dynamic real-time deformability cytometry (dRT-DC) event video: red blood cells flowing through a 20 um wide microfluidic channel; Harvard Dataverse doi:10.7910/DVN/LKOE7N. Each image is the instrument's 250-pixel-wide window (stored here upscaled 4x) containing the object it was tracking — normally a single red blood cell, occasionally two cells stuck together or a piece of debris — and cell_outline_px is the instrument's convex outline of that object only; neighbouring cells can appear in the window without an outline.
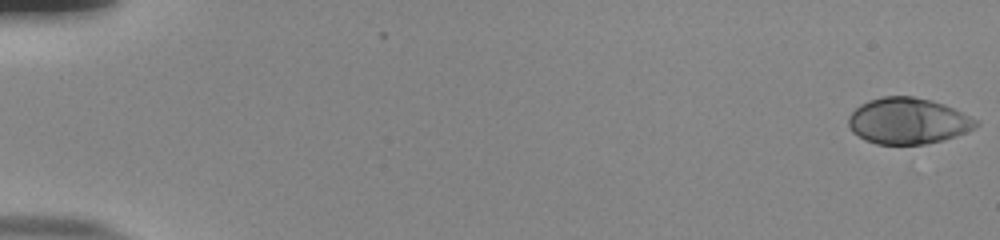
{"species": "human", "species_latin": "Homo sapiens", "temperature_condition": "room temperature", "stored_images_in_passage": 55, "camera_frame_rate_fps": 3000, "um_per_image_px": 0.085, "donor": {"sex": "male"}, "frame": {"image": 1, "passage_image": 1, "time_ms": 0.0, "image_size_px": [1000, 240], "cell_outline_px": [[980, 124], [956, 136], [924, 144], [876, 144], [864, 140], [852, 132], [848, 124], [848, 116], [860, 104], [868, 100], [880, 96], [912, 96], [932, 100], [944, 104], [980, 120]], "centroid_in_image_um": [77.15, 10.27], "position_along_channel_um": 7.8, "area_um2": 34.39}}
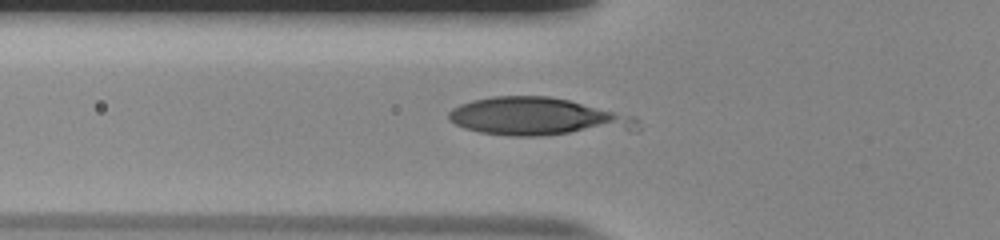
{"frame": {"image": 2, "passage_image": 21, "time_ms": 6.667, "image_size_px": [1000, 240], "cell_outline_px": [[640, 132], [536, 136], [508, 136], [480, 132], [464, 128], [448, 120], [448, 112], [452, 108], [460, 104], [472, 100], [492, 96], [548, 96], [568, 100], [636, 116], [640, 128]], "centroid_in_image_um": [45.82, 9.96], "position_along_channel_um": 80.0, "area_um2": 42.77}}
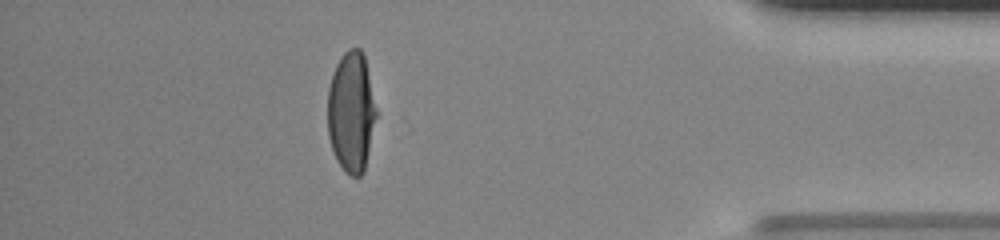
{"frame": {"image": 3, "passage_image": 49, "time_ms": 16.0, "image_size_px": [1000, 240], "cell_outline_px": [[376, 116], [364, 172], [360, 176], [352, 176], [344, 172], [336, 160], [328, 136], [328, 88], [336, 64], [344, 52], [348, 48], [360, 48], [364, 52], [376, 108]], "centroid_in_image_um": [29.85, 9.51], "position_along_channel_um": 405.4, "area_um2": 34.16}, "authors_computed_cell_mechanics": {"area_um2": 34.5066, "velocity_mm_per_s": 3.8451, "shape_relaxation_time_tau1_ms": 2.5852, "shape_relaxation_time_tau2_ms": null, "deformation_change_tau1": 0.2351, "deformation_change_tau2": null}}